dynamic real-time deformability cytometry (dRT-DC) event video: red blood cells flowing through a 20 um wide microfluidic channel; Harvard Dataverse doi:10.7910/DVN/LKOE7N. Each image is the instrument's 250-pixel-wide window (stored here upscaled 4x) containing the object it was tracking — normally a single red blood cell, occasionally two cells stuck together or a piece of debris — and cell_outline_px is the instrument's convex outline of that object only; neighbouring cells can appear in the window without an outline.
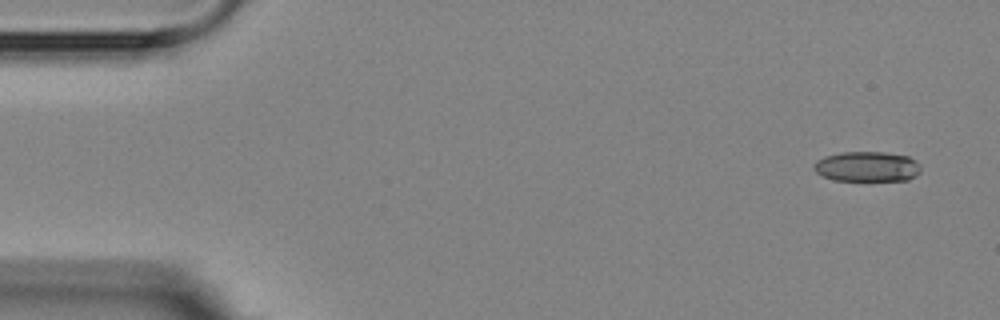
{"species": "Egyptian fruit bat (a non-hibernating species)", "species_latin": "Rousettus aegyptiacus", "temperature_condition": "room temperature", "stored_images_in_passage": 6, "camera_frame_rate_fps": 3000, "um_per_image_px": 0.085, "animal": {"sex": "female"}, "frame": {"image": 1, "passage_image": 1, "time_ms": 0.0, "image_size_px": [1000, 320], "cell_outline_px": [[920, 172], [916, 176], [908, 180], [832, 180], [816, 172], [812, 168], [812, 164], [816, 160], [824, 156], [840, 152], [884, 152], [908, 156], [920, 164]], "centroid_in_image_um": [73.68, 14.15], "position_along_channel_um": 11.3, "area_um2": 18.9}}
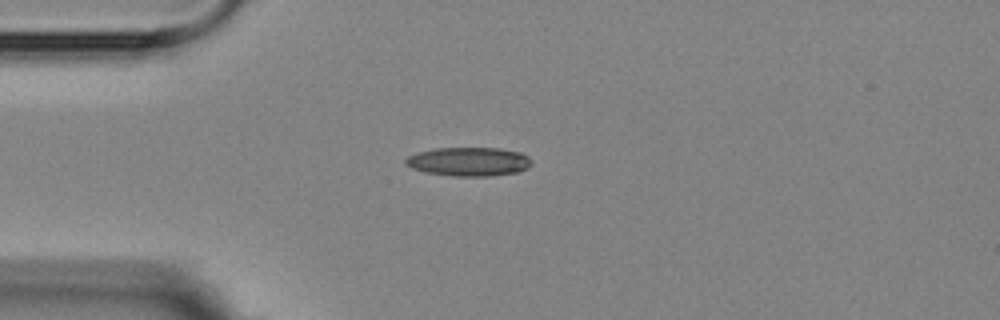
{"frame": {"image": 2, "passage_image": 4, "time_ms": 3.667, "image_size_px": [1000, 320], "cell_outline_px": [[532, 164], [528, 168], [516, 172], [492, 176], [452, 176], [424, 172], [412, 168], [404, 164], [404, 160], [408, 156], [416, 152], [436, 148], [500, 148], [520, 152], [528, 156], [532, 160]], "centroid_in_image_um": [39.84, 13.74], "position_along_channel_um": 45.2, "area_um2": 21.39}}
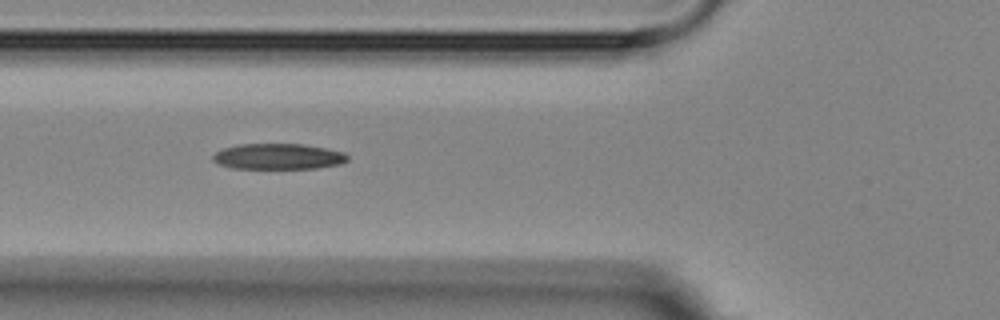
{"frame": {"image": 3, "passage_image": 6, "time_ms": 5.667, "image_size_px": [1000, 320], "cell_outline_px": [[348, 160], [340, 164], [316, 168], [232, 168], [220, 164], [212, 160], [212, 156], [216, 152], [224, 148], [240, 144], [304, 144], [344, 152], [348, 156]], "centroid_in_image_um": [23.65, 13.3], "position_along_channel_um": 102.1, "area_um2": 20.06}}